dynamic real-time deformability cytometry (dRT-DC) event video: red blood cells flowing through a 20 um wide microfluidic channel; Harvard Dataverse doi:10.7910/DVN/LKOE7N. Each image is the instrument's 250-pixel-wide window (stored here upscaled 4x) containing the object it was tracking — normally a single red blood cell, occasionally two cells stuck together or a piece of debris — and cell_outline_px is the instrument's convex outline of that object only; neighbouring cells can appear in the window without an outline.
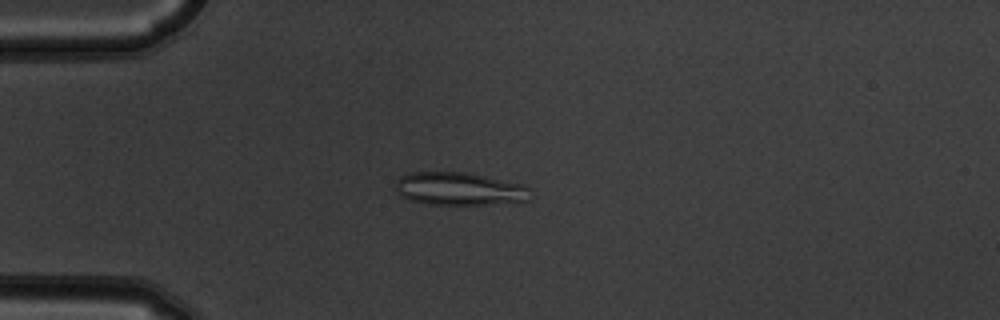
{"species": "common noctule bat (a hibernating species)", "species_latin": "Nyctalus noctula", "temperature_condition": "warm", "stored_images_in_passage": 5, "camera_frame_rate_fps": 3000, "um_per_image_px": 0.085, "animal": {"sex": "male", "body_mass_g": 19.5, "forearm_length_mm": 54.6}, "frame": {"image": 1, "passage_image": 4, "time_ms": 1.0, "image_size_px": [1000, 320], "cell_outline_px": [[528, 200], [484, 204], [424, 204], [408, 200], [400, 196], [396, 192], [396, 180], [400, 176], [408, 172], [468, 172], [524, 184], [528, 188]], "centroid_in_image_um": [38.96, 16.03], "position_along_channel_um": 46.0, "area_um2": 25.89}}
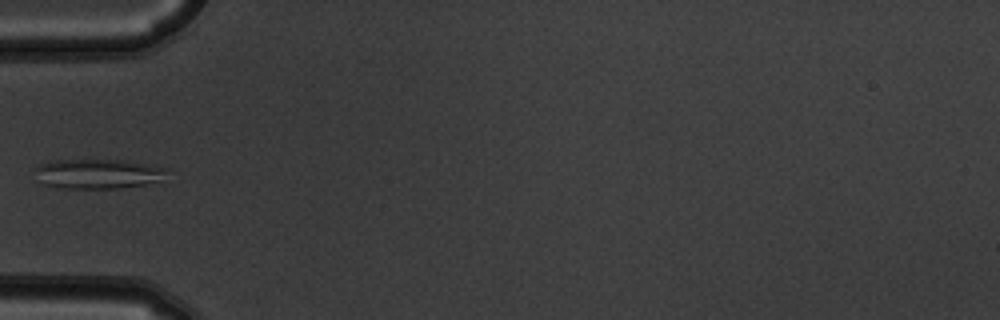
{"frame": {"image": 2, "passage_image": 5, "time_ms": 1.333, "image_size_px": [1000, 320], "cell_outline_px": [[168, 168], [156, 180], [144, 184], [120, 188], [56, 188], [44, 184], [36, 168], [40, 164], [52, 160], [124, 160]], "centroid_in_image_um": [8.28, 14.76], "position_along_channel_um": 76.7, "area_um2": 22.14}}